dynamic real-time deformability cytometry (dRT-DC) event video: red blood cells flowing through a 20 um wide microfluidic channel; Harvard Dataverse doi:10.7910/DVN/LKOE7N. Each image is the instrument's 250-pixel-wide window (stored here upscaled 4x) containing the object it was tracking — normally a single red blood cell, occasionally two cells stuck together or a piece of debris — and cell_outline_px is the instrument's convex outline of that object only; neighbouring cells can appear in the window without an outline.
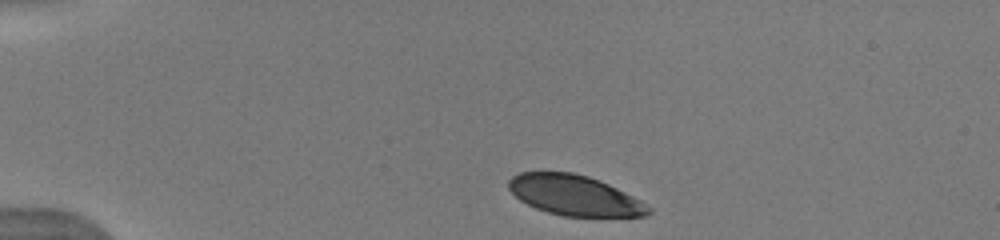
{"species": "human", "species_latin": "Homo sapiens", "temperature_condition": "warm", "stored_images_in_passage": 4, "camera_frame_rate_fps": 3000, "um_per_image_px": 0.085, "donor": {"sex": "male"}, "frame": {"image": 1, "passage_image": 1, "time_ms": 0.0, "image_size_px": [1000, 240], "cell_outline_px": [[652, 212], [644, 216], [564, 216], [548, 212], [536, 208], [520, 200], [508, 188], [508, 180], [512, 176], [520, 172], [572, 172], [588, 176], [600, 180], [640, 200], [652, 208]], "centroid_in_image_um": [48.83, 16.59], "position_along_channel_um": 36.2, "area_um2": 32.6}}